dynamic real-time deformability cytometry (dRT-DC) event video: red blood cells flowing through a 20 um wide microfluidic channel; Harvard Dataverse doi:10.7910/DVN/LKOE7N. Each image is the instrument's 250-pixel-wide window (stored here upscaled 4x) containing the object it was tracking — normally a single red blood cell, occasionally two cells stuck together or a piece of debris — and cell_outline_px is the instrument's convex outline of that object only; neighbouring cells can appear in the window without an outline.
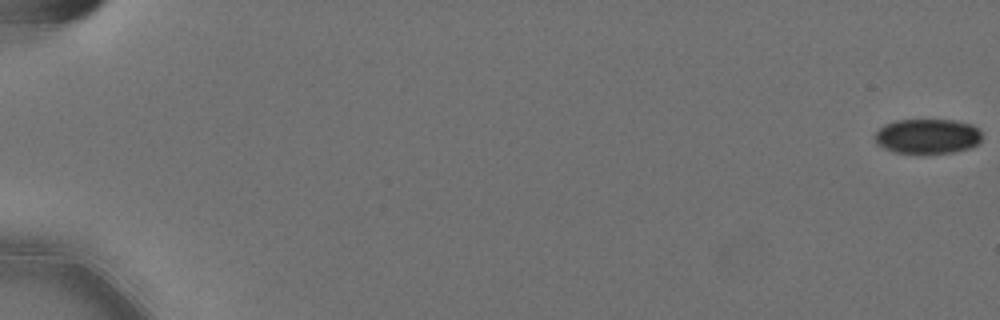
{"species": "Egyptian fruit bat (a non-hibernating species)", "species_latin": "Rousettus aegyptiacus", "temperature_condition": "cold", "stored_images_in_passage": 9, "camera_frame_rate_fps": 3000, "um_per_image_px": 0.085, "animal": {"sex": "female"}, "frame": {"image": 1, "passage_image": 1, "time_ms": 0.0, "image_size_px": [1000, 320], "cell_outline_px": [[984, 136], [976, 144], [968, 148], [952, 152], [892, 152], [876, 144], [872, 136], [884, 124], [896, 120], [956, 120], [972, 124]], "centroid_in_image_um": [78.8, 11.56], "position_along_channel_um": 6.2, "area_um2": 21.68}}